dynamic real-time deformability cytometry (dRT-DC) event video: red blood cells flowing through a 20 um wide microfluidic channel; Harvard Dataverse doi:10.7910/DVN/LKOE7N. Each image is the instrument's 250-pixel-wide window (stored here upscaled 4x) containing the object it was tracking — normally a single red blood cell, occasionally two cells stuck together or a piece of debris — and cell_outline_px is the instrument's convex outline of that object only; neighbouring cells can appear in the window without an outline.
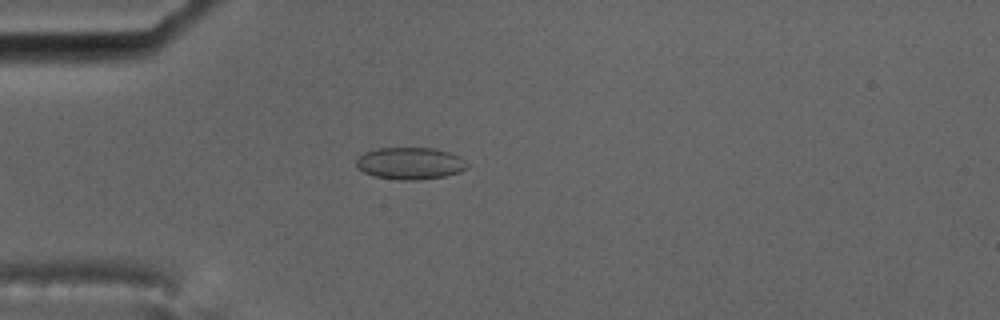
{"species": "common noctule bat (a hibernating species)", "species_latin": "Nyctalus noctula", "temperature_condition": "cold", "stored_images_in_passage": 50, "camera_frame_rate_fps": 3000, "um_per_image_px": 0.085, "animal": {"sex": "male", "body_mass_g": 17.5, "forearm_length_mm": 52.3}, "frame": {"image": 1, "passage_image": 8, "time_ms": 2.333, "image_size_px": [1000, 320], "cell_outline_px": [[468, 168], [460, 172], [444, 176], [412, 180], [404, 180], [372, 176], [356, 168], [356, 160], [364, 152], [380, 148], [432, 148], [448, 152], [460, 156], [468, 164]], "centroid_in_image_um": [34.85, 13.88], "position_along_channel_um": 50.1, "area_um2": 20.63}}
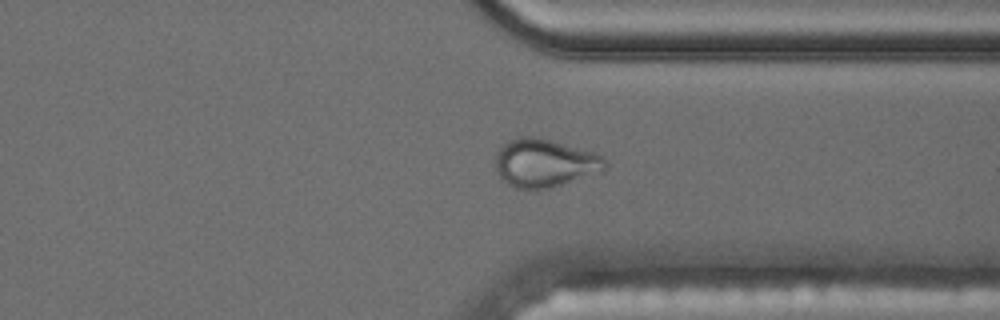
{"frame": {"image": 2, "passage_image": 36, "time_ms": 11.667, "image_size_px": [1000, 320], "cell_outline_px": [[608, 168], [604, 172], [552, 188], [516, 188], [508, 184], [496, 172], [496, 152], [508, 140], [520, 136], [536, 136], [596, 152], [608, 160]], "centroid_in_image_um": [46.37, 13.85], "position_along_channel_um": 365.0, "area_um2": 31.33}}